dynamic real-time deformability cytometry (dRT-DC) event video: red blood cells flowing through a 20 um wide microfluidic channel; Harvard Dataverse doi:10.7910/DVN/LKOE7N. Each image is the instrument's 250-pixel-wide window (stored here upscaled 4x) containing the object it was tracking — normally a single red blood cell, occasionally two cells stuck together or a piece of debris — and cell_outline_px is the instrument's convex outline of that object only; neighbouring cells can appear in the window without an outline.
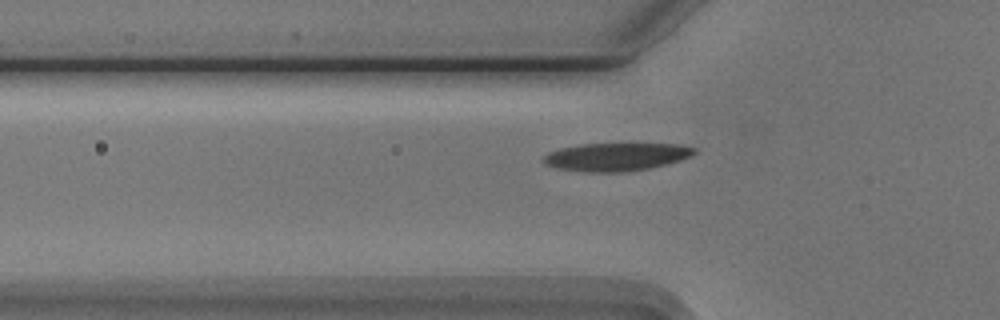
{"species": "Egyptian fruit bat (a non-hibernating species)", "species_latin": "Rousettus aegyptiacus", "temperature_condition": "cold", "stored_images_in_passage": 31, "camera_frame_rate_fps": 3000, "um_per_image_px": 0.085, "animal": {"sex": "male"}, "frame": {"image": 1, "passage_image": 4, "time_ms": 1.0, "image_size_px": [1000, 320], "cell_outline_px": [[696, 152], [692, 156], [680, 160], [648, 168], [624, 172], [584, 172], [556, 168], [540, 160], [548, 152], [560, 148], [580, 144], [680, 144], [696, 148]], "centroid_in_image_um": [52.36, 13.33], "position_along_channel_um": 73.4, "area_um2": 24.57}}
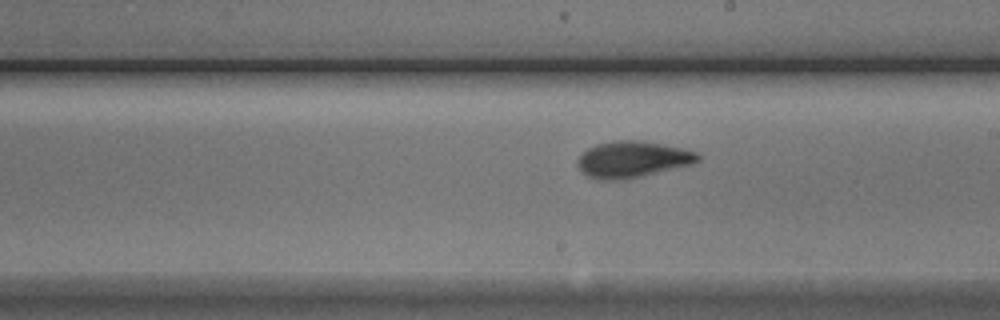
{"frame": {"image": 2, "passage_image": 17, "time_ms": 5.333, "image_size_px": [1000, 320], "cell_outline_px": [[700, 160], [692, 164], [624, 180], [596, 180], [580, 172], [576, 164], [576, 160], [588, 148], [596, 144], [616, 140], [640, 140], [684, 148], [696, 152], [700, 156]], "centroid_in_image_um": [53.72, 13.55], "position_along_channel_um": 235.3, "area_um2": 25.66}}
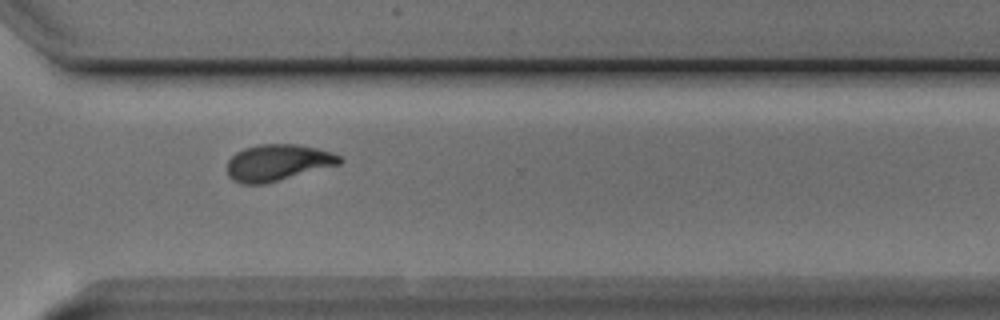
{"frame": {"image": 3, "passage_image": 26, "time_ms": 8.333, "image_size_px": [1000, 320], "cell_outline_px": [[344, 160], [340, 164], [264, 184], [240, 184], [232, 180], [228, 176], [228, 160], [236, 152], [244, 148], [260, 144], [296, 144], [316, 148], [332, 152], [340, 156]], "centroid_in_image_um": [23.6, 13.82], "position_along_channel_um": 347.0, "area_um2": 23.87}, "authors_computed_cell_mechanics": {"area_um2": 24.3338, "velocity_mm_per_s": 3.7217, "shape_relaxation_time_tau1_ms": 3.2485, "shape_relaxation_time_tau2_ms": 2.6459, "deformation_change_tau1": 0.1604, "deformation_change_tau2": 0.0456}}